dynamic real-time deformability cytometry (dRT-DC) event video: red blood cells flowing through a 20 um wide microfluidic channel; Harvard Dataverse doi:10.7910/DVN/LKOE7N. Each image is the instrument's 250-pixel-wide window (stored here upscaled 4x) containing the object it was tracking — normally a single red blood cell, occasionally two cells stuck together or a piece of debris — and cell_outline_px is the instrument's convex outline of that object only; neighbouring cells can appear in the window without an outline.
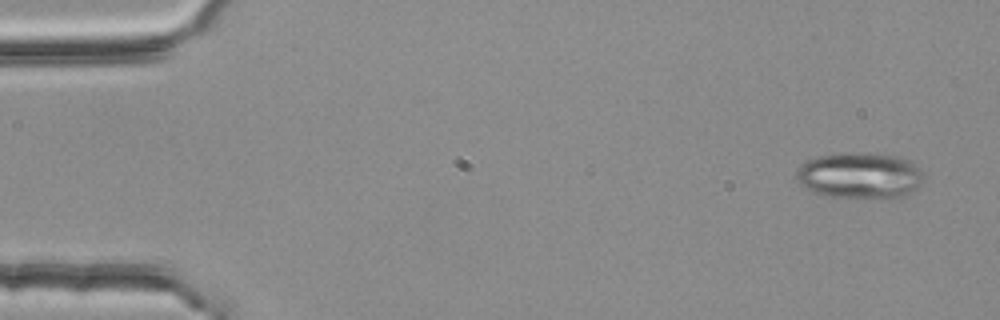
{"species": "common noctule bat (a hibernating species)", "species_latin": "Nyctalus noctula", "temperature_condition": "room temperature", "stored_images_in_passage": 12, "camera_frame_rate_fps": 3000, "um_per_image_px": 0.085, "animal": {"sex": "female", "body_mass_g": 25.1}, "frame": {"image": 1, "passage_image": 1, "time_ms": 0.0, "image_size_px": [1000, 320], "cell_outline_px": [[924, 176], [916, 188], [908, 196], [824, 196], [812, 192], [800, 184], [796, 176], [796, 168], [808, 160], [820, 156], [840, 152], [868, 152], [900, 156], [908, 160]], "centroid_in_image_um": [73.03, 14.88], "position_along_channel_um": 12.0, "area_um2": 33.81}}